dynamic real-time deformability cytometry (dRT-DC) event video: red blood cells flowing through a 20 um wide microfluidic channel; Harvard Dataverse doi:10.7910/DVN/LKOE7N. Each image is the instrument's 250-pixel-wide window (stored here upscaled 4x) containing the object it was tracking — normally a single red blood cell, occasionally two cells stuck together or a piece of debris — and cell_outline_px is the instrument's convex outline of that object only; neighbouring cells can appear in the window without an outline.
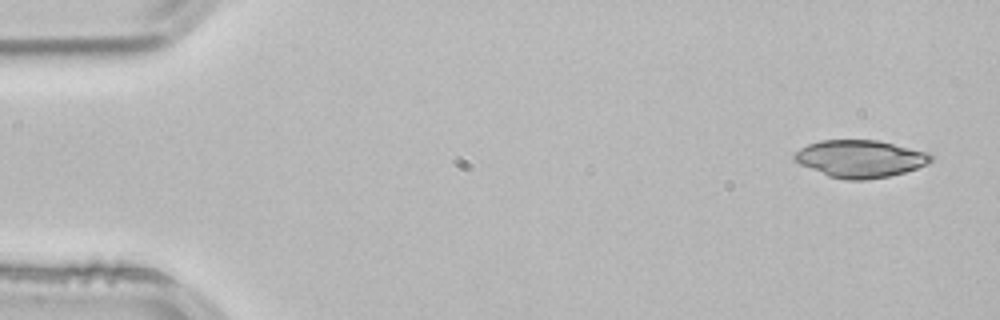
{"species": "common noctule bat (a hibernating species)", "species_latin": "Nyctalus noctula", "temperature_condition": "room temperature", "stored_images_in_passage": 51, "camera_frame_rate_fps": 3000, "um_per_image_px": 0.085, "animal": {"sex": "male", "body_mass_g": 21.5, "forearm_length_mm": 52.0}, "frame": {"image": 1, "passage_image": 1, "time_ms": 0.0, "image_size_px": [1000, 320], "cell_outline_px": [[932, 160], [928, 164], [904, 172], [888, 176], [868, 180], [848, 180], [828, 176], [800, 164], [792, 156], [800, 148], [808, 144], [820, 140], [876, 140], [928, 152], [932, 156]], "centroid_in_image_um": [73.11, 13.49], "position_along_channel_um": 11.9, "area_um2": 29.54}}
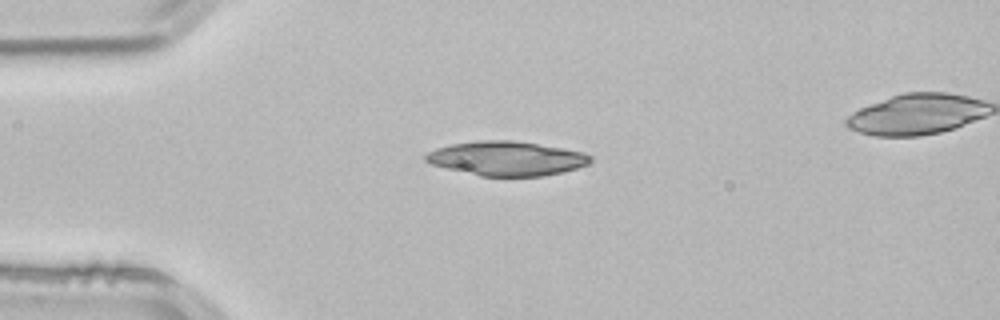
{"frame": {"image": 2, "passage_image": 11, "time_ms": 3.333, "image_size_px": [1000, 320], "cell_outline_px": [[592, 160], [588, 164], [576, 168], [544, 176], [480, 176], [432, 164], [424, 160], [424, 156], [428, 152], [436, 148], [452, 144], [480, 140], [512, 140], [584, 152], [592, 156]], "centroid_in_image_um": [43.06, 13.47], "position_along_channel_um": 41.9, "area_um2": 32.6}}
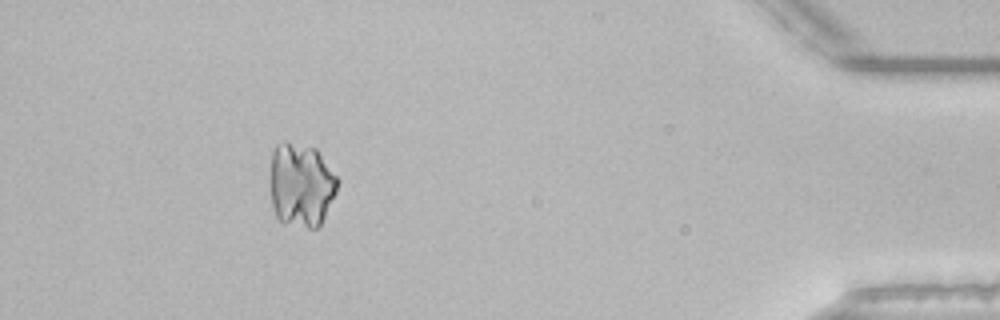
{"frame": {"image": 3, "passage_image": 46, "time_ms": 15.0, "image_size_px": [1000, 320], "cell_outline_px": [[340, 180], [336, 192], [320, 224], [316, 228], [308, 228], [284, 224], [276, 220], [272, 204], [272, 152], [276, 144], [284, 140], [316, 148]], "centroid_in_image_um": [25.6, 15.71], "position_along_channel_um": 409.6, "area_um2": 33.06}}